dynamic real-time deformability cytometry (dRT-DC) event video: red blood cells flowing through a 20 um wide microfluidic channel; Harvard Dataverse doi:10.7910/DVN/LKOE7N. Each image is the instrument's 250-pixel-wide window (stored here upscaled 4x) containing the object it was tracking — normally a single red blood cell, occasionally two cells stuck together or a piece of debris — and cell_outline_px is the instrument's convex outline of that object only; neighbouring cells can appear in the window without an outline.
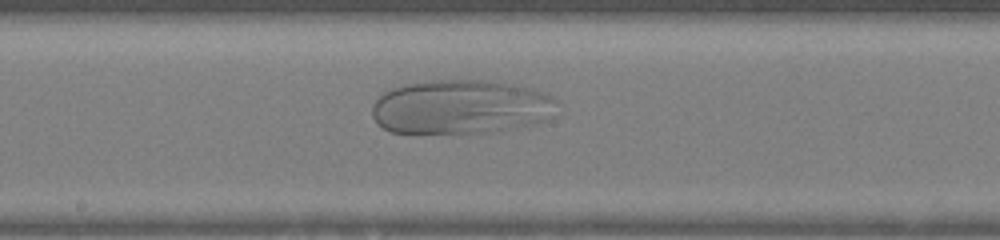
{"species": "human", "species_latin": "Homo sapiens", "temperature_condition": "warm", "stored_images_in_passage": 46, "camera_frame_rate_fps": 3000, "um_per_image_px": 0.085, "donor": {"sex": "female"}, "frame": {"image": 1, "passage_image": 23, "time_ms": 7.333, "image_size_px": [1000, 240], "cell_outline_px": [[552, 100], [548, 120], [528, 124], [484, 132], [392, 132], [384, 128], [372, 116], [372, 104], [384, 92], [408, 84], [432, 80], [488, 80], [508, 84], [540, 92], [552, 96]], "centroid_in_image_um": [39.06, 9.08], "position_along_channel_um": 209.1, "area_um2": 56.64}}
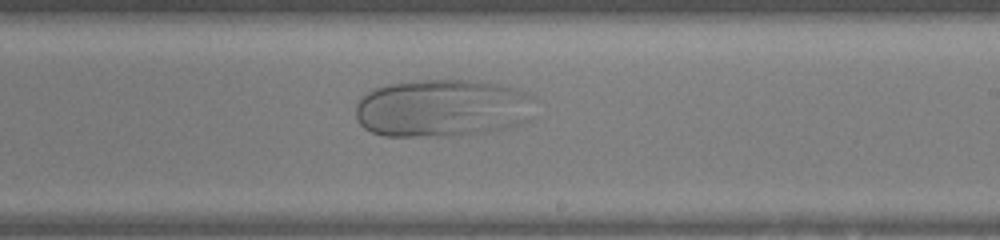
{"frame": {"image": 2, "passage_image": 26, "time_ms": 8.333, "image_size_px": [1000, 240], "cell_outline_px": [[532, 120], [504, 128], [484, 132], [452, 136], [384, 136], [372, 132], [364, 128], [360, 124], [356, 116], [356, 104], [368, 92], [376, 88], [388, 84], [420, 80], [468, 80], [500, 84], [516, 88], [532, 96]], "centroid_in_image_um": [37.61, 9.2], "position_along_channel_um": 251.4, "area_um2": 60.52}}
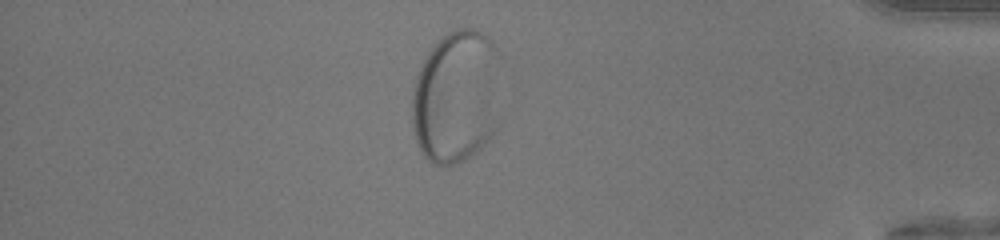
{"frame": {"image": 3, "passage_image": 39, "time_ms": 12.667, "image_size_px": [1000, 240], "cell_outline_px": [[496, 128], [484, 144], [476, 152], [464, 160], [456, 164], [444, 168], [432, 164], [424, 156], [416, 140], [412, 120], [412, 100], [416, 80], [420, 68], [428, 52], [448, 32], [456, 28], [476, 28], [492, 44]], "centroid_in_image_um": [38.67, 8.33], "position_along_channel_um": 396.5, "area_um2": 66.87}}